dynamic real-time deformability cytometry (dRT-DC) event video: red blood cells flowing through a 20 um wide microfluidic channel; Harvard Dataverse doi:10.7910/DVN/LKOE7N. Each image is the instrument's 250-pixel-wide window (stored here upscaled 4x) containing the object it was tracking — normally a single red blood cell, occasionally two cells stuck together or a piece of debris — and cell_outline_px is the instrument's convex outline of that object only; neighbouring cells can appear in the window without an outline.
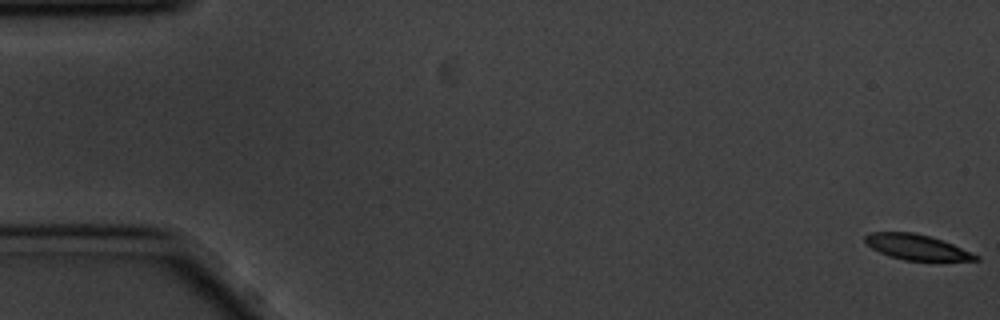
{"species": "common noctule bat (a hibernating species)", "species_latin": "Nyctalus noctula", "temperature_condition": "cold", "stored_images_in_passage": 44, "camera_frame_rate_fps": 3000, "um_per_image_px": 0.085, "animal": {"sex": "male", "body_mass_g": 20.1, "forearm_length_mm": 53.5}, "frame": {"image": 1, "passage_image": 1, "time_ms": 0.0, "image_size_px": [1000, 320], "cell_outline_px": [[980, 260], [904, 260], [880, 252], [872, 248], [864, 240], [864, 236], [868, 232], [912, 232], [928, 236], [952, 244], [980, 256]], "centroid_in_image_um": [77.89, 20.99], "position_along_channel_um": 7.1, "area_um2": 15.95}}
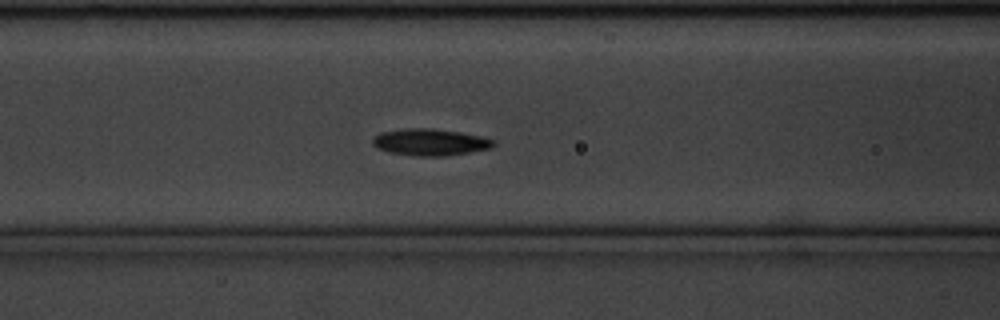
{"frame": {"image": 2, "passage_image": 24, "time_ms": 7.667, "image_size_px": [1000, 320], "cell_outline_px": [[496, 144], [492, 148], [444, 156], [412, 156], [388, 152], [376, 148], [372, 144], [372, 136], [380, 132], [404, 128], [432, 128], [460, 132], [484, 136], [496, 140]], "centroid_in_image_um": [36.55, 12.08], "position_along_channel_um": 130.1, "area_um2": 19.25}}
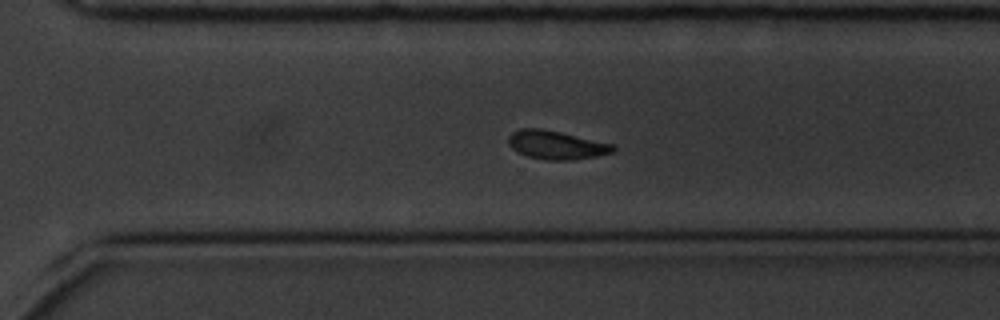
{"frame": {"image": 3, "passage_image": 41, "time_ms": 13.333, "image_size_px": [1000, 320], "cell_outline_px": [[616, 148], [612, 152], [596, 156], [572, 160], [548, 160], [528, 156], [512, 148], [508, 144], [508, 136], [512, 132], [520, 128], [540, 128], [560, 132], [616, 144]], "centroid_in_image_um": [47.3, 12.31], "position_along_channel_um": 323.3, "area_um2": 17.4}, "authors_computed_cell_mechanics": {"area_um2": 18.0625, "velocity_mm_per_s": 3.4093, "shape_relaxation_time_tau1_ms": 2.1544, "shape_relaxation_time_tau2_ms": null, "deformation_change_tau1": 0.0855, "deformation_change_tau2": null}}